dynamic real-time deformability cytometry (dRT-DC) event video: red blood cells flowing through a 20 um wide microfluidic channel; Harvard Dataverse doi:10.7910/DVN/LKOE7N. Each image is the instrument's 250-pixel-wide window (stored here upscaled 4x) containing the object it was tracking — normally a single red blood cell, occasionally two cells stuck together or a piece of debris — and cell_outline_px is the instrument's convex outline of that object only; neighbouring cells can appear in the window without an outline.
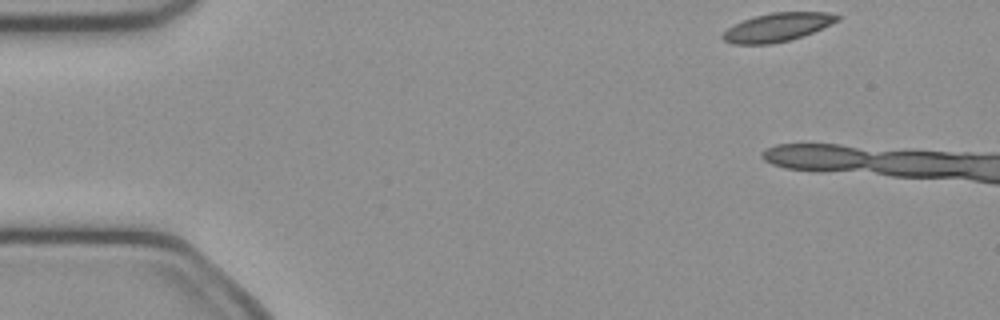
{"species": "common noctule bat (a hibernating species)", "species_latin": "Nyctalus noctula", "temperature_condition": "cold", "stored_images_in_passage": 6, "camera_frame_rate_fps": 3000, "um_per_image_px": 0.085, "animal": {"sex": "female", "body_mass_g": 21.9}, "frame": {"image": 1, "passage_image": 1, "time_ms": 0.0, "image_size_px": [1000, 320], "cell_outline_px": [[840, 20], [804, 36], [772, 44], [732, 44], [724, 40], [720, 36], [728, 28], [744, 20], [756, 16], [772, 12], [828, 12], [840, 16]], "centroid_in_image_um": [66.1, 2.32], "position_along_channel_um": 18.9, "area_um2": 18.9}}